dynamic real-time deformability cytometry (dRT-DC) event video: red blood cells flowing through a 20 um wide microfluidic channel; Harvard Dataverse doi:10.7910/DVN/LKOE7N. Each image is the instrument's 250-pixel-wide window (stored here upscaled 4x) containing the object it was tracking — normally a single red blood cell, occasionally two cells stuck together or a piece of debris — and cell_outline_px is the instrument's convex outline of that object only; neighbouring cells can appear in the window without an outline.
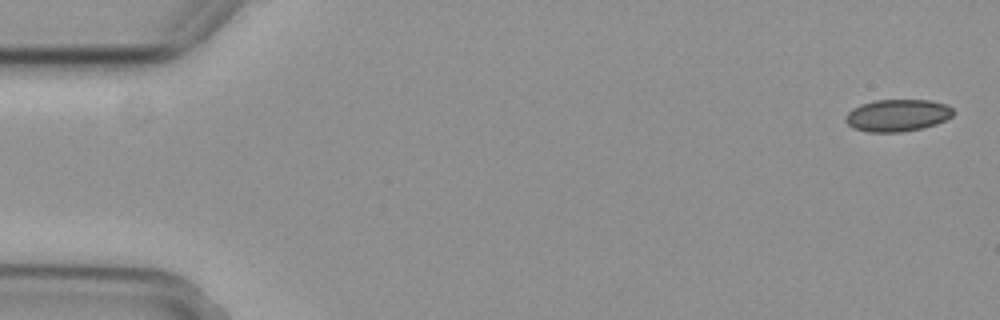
{"species": "common noctule bat (a hibernating species)", "species_latin": "Nyctalus noctula", "temperature_condition": "cold", "stored_images_in_passage": 4, "camera_frame_rate_fps": 3000, "um_per_image_px": 0.085, "animal": {"sex": "female", "body_mass_g": 29.2, "forearm_length_mm": 56.3}, "frame": {"image": 1, "passage_image": 1, "time_ms": 0.0, "image_size_px": [1000, 320], "cell_outline_px": [[952, 116], [936, 124], [924, 128], [900, 132], [868, 132], [852, 128], [844, 120], [844, 116], [852, 108], [860, 104], [872, 100], [928, 100], [948, 104], [952, 108]], "centroid_in_image_um": [76.24, 9.8], "position_along_channel_um": 8.8, "area_um2": 20.35}}
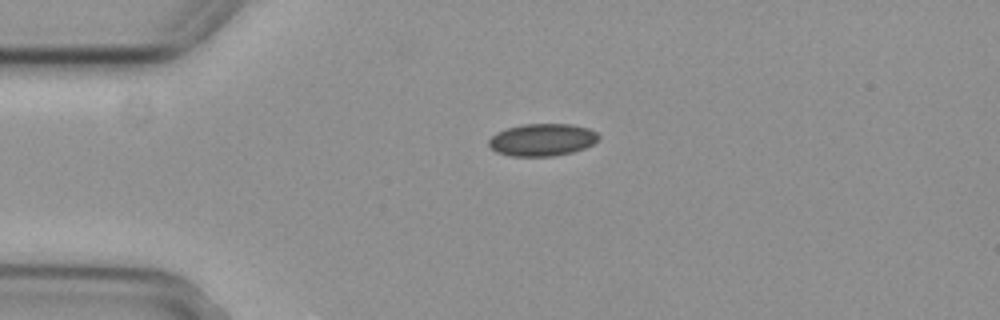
{"frame": {"image": 2, "passage_image": 4, "time_ms": 1.0, "image_size_px": [1000, 320], "cell_outline_px": [[600, 136], [592, 144], [584, 148], [572, 152], [552, 156], [512, 156], [496, 152], [488, 148], [488, 140], [496, 132], [508, 128], [524, 124], [572, 124], [588, 128], [596, 132]], "centroid_in_image_um": [46.05, 11.88], "position_along_channel_um": 38.9, "area_um2": 20.69}}